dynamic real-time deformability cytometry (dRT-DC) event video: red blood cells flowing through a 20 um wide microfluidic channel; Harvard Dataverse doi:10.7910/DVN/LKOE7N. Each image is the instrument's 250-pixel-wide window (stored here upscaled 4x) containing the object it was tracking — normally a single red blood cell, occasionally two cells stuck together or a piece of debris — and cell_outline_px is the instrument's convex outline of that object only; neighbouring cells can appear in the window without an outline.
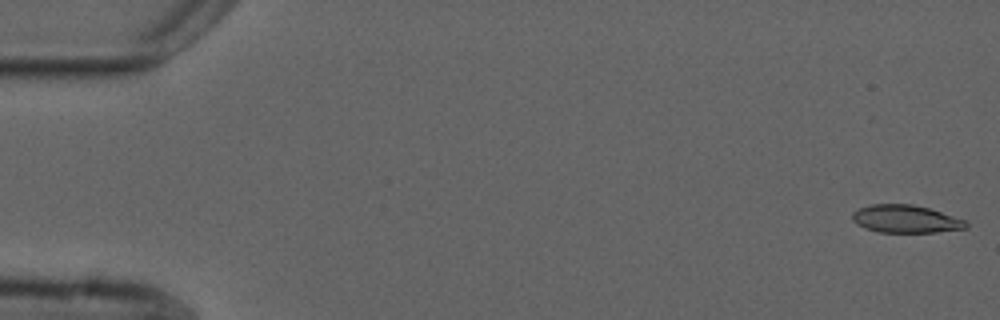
{"species": "common noctule bat (a hibernating species)", "species_latin": "Nyctalus noctula", "temperature_condition": "cold", "stored_images_in_passage": 6, "camera_frame_rate_fps": 3000, "um_per_image_px": 0.085, "animal": {"sex": "male", "forearm_length_mm": 52.5}, "frame": {"image": 1, "passage_image": 1, "time_ms": 0.0, "image_size_px": [1000, 320], "cell_outline_px": [[968, 228], [936, 232], [880, 232], [864, 228], [856, 224], [852, 220], [852, 212], [860, 208], [872, 204], [912, 204], [928, 208], [964, 220], [968, 224]], "centroid_in_image_um": [76.95, 18.61], "position_along_channel_um": 8.1, "area_um2": 18.26}}
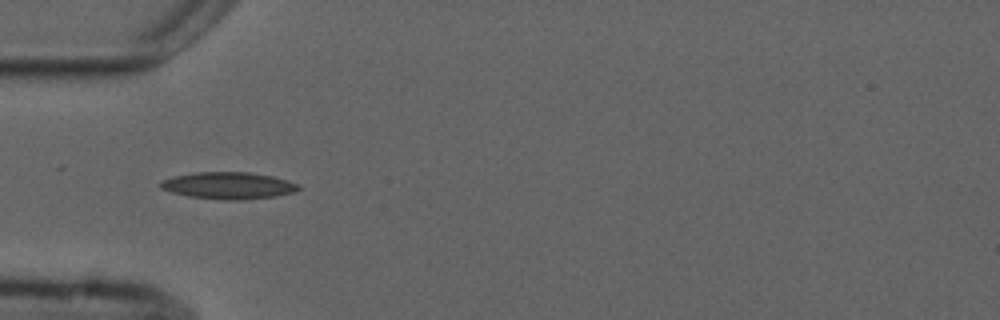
{"frame": {"image": 2, "passage_image": 5, "time_ms": 5.333, "image_size_px": [1000, 320], "cell_outline_px": [[300, 188], [296, 192], [276, 196], [244, 200], [224, 200], [188, 196], [172, 192], [160, 188], [160, 180], [172, 176], [196, 172], [248, 172], [272, 176], [296, 184]], "centroid_in_image_um": [19.37, 15.77], "position_along_channel_um": 65.6, "area_um2": 21.62}}
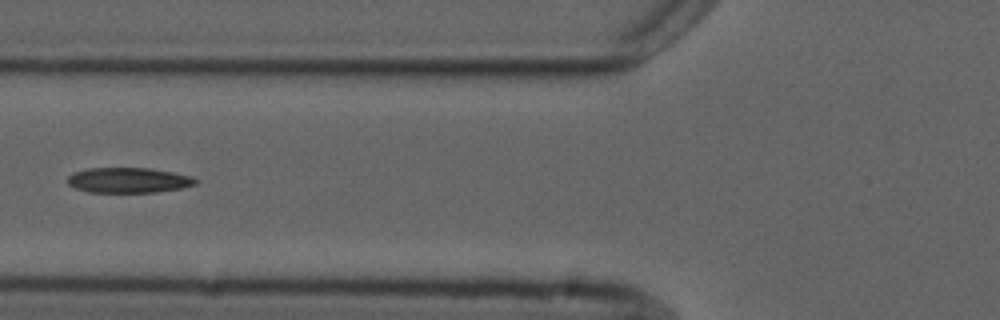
{"frame": {"image": 3, "passage_image": 6, "time_ms": 6.667, "image_size_px": [1000, 320], "cell_outline_px": [[196, 184], [180, 188], [156, 192], [88, 192], [76, 188], [68, 184], [68, 176], [72, 172], [88, 168], [152, 168], [192, 176], [196, 180]], "centroid_in_image_um": [10.89, 15.31], "position_along_channel_um": 114.9, "area_um2": 18.79}}